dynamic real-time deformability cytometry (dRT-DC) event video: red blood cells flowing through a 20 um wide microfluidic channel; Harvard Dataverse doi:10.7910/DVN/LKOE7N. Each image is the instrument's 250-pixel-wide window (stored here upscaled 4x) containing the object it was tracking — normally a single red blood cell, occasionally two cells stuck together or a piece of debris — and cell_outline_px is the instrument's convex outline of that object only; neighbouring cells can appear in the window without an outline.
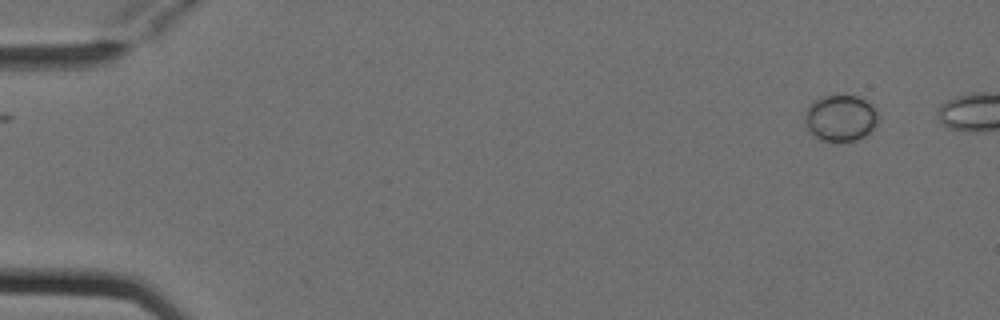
{"species": "Egyptian fruit bat (a non-hibernating species)", "species_latin": "Rousettus aegyptiacus", "temperature_condition": "cold", "stored_images_in_passage": 8, "segment_of_instrument_passage": [1, 2], "camera_frame_rate_fps": 3000, "um_per_image_px": 0.085, "animal": {"sex": "female"}, "frame": {"image": 1, "passage_image": 1, "time_ms": 0.0, "image_size_px": [1000, 320], "cell_outline_px": [[876, 124], [864, 136], [852, 144], [836, 144], [820, 140], [812, 136], [808, 132], [804, 124], [804, 116], [808, 104], [824, 96], [856, 96], [864, 100], [876, 112]], "centroid_in_image_um": [71.35, 10.13], "position_along_channel_um": 13.6, "area_um2": 20.23}}
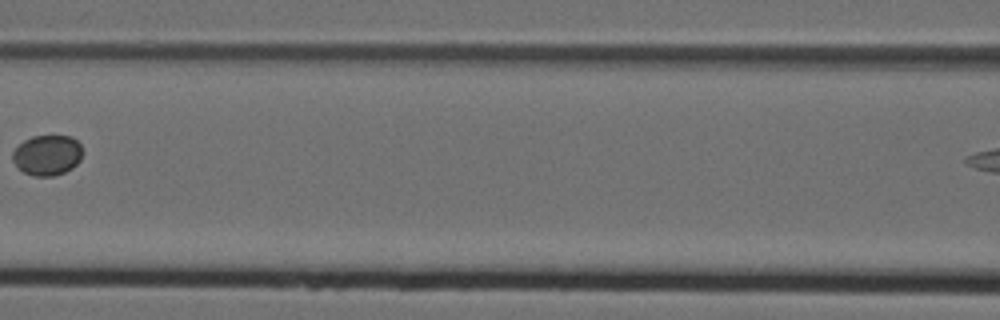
{"frame": {"image": 2, "passage_image": 7, "time_ms": 2.0, "image_size_px": [1000, 320], "cell_outline_px": [[84, 152], [80, 160], [72, 168], [64, 172], [52, 176], [32, 176], [24, 172], [12, 160], [12, 152], [24, 140], [32, 136], [72, 136], [80, 144]], "centroid_in_image_um": [4.04, 13.18], "position_along_channel_um": 162.6, "area_um2": 16.47}}